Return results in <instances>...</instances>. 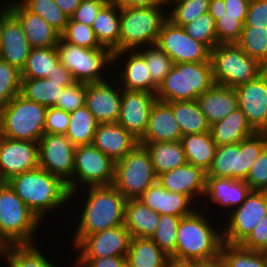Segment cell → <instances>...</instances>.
I'll return each instance as SVG.
<instances>
[{
  "label": "cell",
  "instance_id": "1",
  "mask_svg": "<svg viewBox=\"0 0 267 267\" xmlns=\"http://www.w3.org/2000/svg\"><path fill=\"white\" fill-rule=\"evenodd\" d=\"M82 197V211L74 231L72 246L76 247L87 235L124 224L127 199L113 186H88ZM85 201H84V200Z\"/></svg>",
  "mask_w": 267,
  "mask_h": 267
},
{
  "label": "cell",
  "instance_id": "2",
  "mask_svg": "<svg viewBox=\"0 0 267 267\" xmlns=\"http://www.w3.org/2000/svg\"><path fill=\"white\" fill-rule=\"evenodd\" d=\"M7 182L41 222L50 211L56 212L70 201L67 184L40 167L16 175Z\"/></svg>",
  "mask_w": 267,
  "mask_h": 267
},
{
  "label": "cell",
  "instance_id": "3",
  "mask_svg": "<svg viewBox=\"0 0 267 267\" xmlns=\"http://www.w3.org/2000/svg\"><path fill=\"white\" fill-rule=\"evenodd\" d=\"M204 210L198 208L190 215L182 217L178 226L175 253L170 261L190 262L208 259L220 254L223 244L221 229L209 221ZM215 226H213V225Z\"/></svg>",
  "mask_w": 267,
  "mask_h": 267
},
{
  "label": "cell",
  "instance_id": "4",
  "mask_svg": "<svg viewBox=\"0 0 267 267\" xmlns=\"http://www.w3.org/2000/svg\"><path fill=\"white\" fill-rule=\"evenodd\" d=\"M42 222L20 199L8 182H0V243L35 244V233Z\"/></svg>",
  "mask_w": 267,
  "mask_h": 267
},
{
  "label": "cell",
  "instance_id": "5",
  "mask_svg": "<svg viewBox=\"0 0 267 267\" xmlns=\"http://www.w3.org/2000/svg\"><path fill=\"white\" fill-rule=\"evenodd\" d=\"M166 8L120 6L119 51L156 45L161 26L167 19Z\"/></svg>",
  "mask_w": 267,
  "mask_h": 267
},
{
  "label": "cell",
  "instance_id": "6",
  "mask_svg": "<svg viewBox=\"0 0 267 267\" xmlns=\"http://www.w3.org/2000/svg\"><path fill=\"white\" fill-rule=\"evenodd\" d=\"M215 84L211 62L174 64L156 91L157 100H197Z\"/></svg>",
  "mask_w": 267,
  "mask_h": 267
},
{
  "label": "cell",
  "instance_id": "7",
  "mask_svg": "<svg viewBox=\"0 0 267 267\" xmlns=\"http://www.w3.org/2000/svg\"><path fill=\"white\" fill-rule=\"evenodd\" d=\"M266 146L267 133H255L239 143L217 146L206 176L245 181L256 158Z\"/></svg>",
  "mask_w": 267,
  "mask_h": 267
},
{
  "label": "cell",
  "instance_id": "8",
  "mask_svg": "<svg viewBox=\"0 0 267 267\" xmlns=\"http://www.w3.org/2000/svg\"><path fill=\"white\" fill-rule=\"evenodd\" d=\"M46 111L45 106L17 94L3 106L0 135L14 140L39 142L45 134Z\"/></svg>",
  "mask_w": 267,
  "mask_h": 267
},
{
  "label": "cell",
  "instance_id": "9",
  "mask_svg": "<svg viewBox=\"0 0 267 267\" xmlns=\"http://www.w3.org/2000/svg\"><path fill=\"white\" fill-rule=\"evenodd\" d=\"M210 62L215 84L231 88L256 79L266 70L236 43L217 44L211 50Z\"/></svg>",
  "mask_w": 267,
  "mask_h": 267
},
{
  "label": "cell",
  "instance_id": "10",
  "mask_svg": "<svg viewBox=\"0 0 267 267\" xmlns=\"http://www.w3.org/2000/svg\"><path fill=\"white\" fill-rule=\"evenodd\" d=\"M59 61L77 82L95 83L106 81V69L113 67V53L107 48L89 49L75 46L59 38L56 46Z\"/></svg>",
  "mask_w": 267,
  "mask_h": 267
},
{
  "label": "cell",
  "instance_id": "11",
  "mask_svg": "<svg viewBox=\"0 0 267 267\" xmlns=\"http://www.w3.org/2000/svg\"><path fill=\"white\" fill-rule=\"evenodd\" d=\"M157 181L150 155L138 144L124 158L115 162L113 186L128 200L138 199Z\"/></svg>",
  "mask_w": 267,
  "mask_h": 267
},
{
  "label": "cell",
  "instance_id": "12",
  "mask_svg": "<svg viewBox=\"0 0 267 267\" xmlns=\"http://www.w3.org/2000/svg\"><path fill=\"white\" fill-rule=\"evenodd\" d=\"M114 171L115 162L93 144L77 146L74 153L73 176L67 183L70 201L77 196L78 192L83 191L79 188L111 186L114 181Z\"/></svg>",
  "mask_w": 267,
  "mask_h": 267
},
{
  "label": "cell",
  "instance_id": "13",
  "mask_svg": "<svg viewBox=\"0 0 267 267\" xmlns=\"http://www.w3.org/2000/svg\"><path fill=\"white\" fill-rule=\"evenodd\" d=\"M227 214L221 226L223 242L240 245L266 217L267 191H251L239 207Z\"/></svg>",
  "mask_w": 267,
  "mask_h": 267
},
{
  "label": "cell",
  "instance_id": "14",
  "mask_svg": "<svg viewBox=\"0 0 267 267\" xmlns=\"http://www.w3.org/2000/svg\"><path fill=\"white\" fill-rule=\"evenodd\" d=\"M156 45L177 63L210 62L211 49L194 40L183 29L166 19L160 29Z\"/></svg>",
  "mask_w": 267,
  "mask_h": 267
},
{
  "label": "cell",
  "instance_id": "15",
  "mask_svg": "<svg viewBox=\"0 0 267 267\" xmlns=\"http://www.w3.org/2000/svg\"><path fill=\"white\" fill-rule=\"evenodd\" d=\"M75 146L65 136L45 133L38 142L39 167L62 179H72Z\"/></svg>",
  "mask_w": 267,
  "mask_h": 267
},
{
  "label": "cell",
  "instance_id": "16",
  "mask_svg": "<svg viewBox=\"0 0 267 267\" xmlns=\"http://www.w3.org/2000/svg\"><path fill=\"white\" fill-rule=\"evenodd\" d=\"M39 167L38 142L0 135V182Z\"/></svg>",
  "mask_w": 267,
  "mask_h": 267
},
{
  "label": "cell",
  "instance_id": "17",
  "mask_svg": "<svg viewBox=\"0 0 267 267\" xmlns=\"http://www.w3.org/2000/svg\"><path fill=\"white\" fill-rule=\"evenodd\" d=\"M131 238L124 224L87 235L73 248L78 252L75 258L126 257Z\"/></svg>",
  "mask_w": 267,
  "mask_h": 267
},
{
  "label": "cell",
  "instance_id": "18",
  "mask_svg": "<svg viewBox=\"0 0 267 267\" xmlns=\"http://www.w3.org/2000/svg\"><path fill=\"white\" fill-rule=\"evenodd\" d=\"M234 89L249 125L256 133H267V69L256 79Z\"/></svg>",
  "mask_w": 267,
  "mask_h": 267
},
{
  "label": "cell",
  "instance_id": "19",
  "mask_svg": "<svg viewBox=\"0 0 267 267\" xmlns=\"http://www.w3.org/2000/svg\"><path fill=\"white\" fill-rule=\"evenodd\" d=\"M111 76L112 81L108 78L103 82L87 83L85 106L99 124L119 120L122 88L114 75Z\"/></svg>",
  "mask_w": 267,
  "mask_h": 267
},
{
  "label": "cell",
  "instance_id": "20",
  "mask_svg": "<svg viewBox=\"0 0 267 267\" xmlns=\"http://www.w3.org/2000/svg\"><path fill=\"white\" fill-rule=\"evenodd\" d=\"M156 100L155 93L122 89L117 123L140 140L146 132L150 111Z\"/></svg>",
  "mask_w": 267,
  "mask_h": 267
},
{
  "label": "cell",
  "instance_id": "21",
  "mask_svg": "<svg viewBox=\"0 0 267 267\" xmlns=\"http://www.w3.org/2000/svg\"><path fill=\"white\" fill-rule=\"evenodd\" d=\"M115 64L118 67L122 65L118 77L114 76L122 89L147 91L156 94L158 87L151 81L146 61L137 50H123L113 53V66Z\"/></svg>",
  "mask_w": 267,
  "mask_h": 267
},
{
  "label": "cell",
  "instance_id": "22",
  "mask_svg": "<svg viewBox=\"0 0 267 267\" xmlns=\"http://www.w3.org/2000/svg\"><path fill=\"white\" fill-rule=\"evenodd\" d=\"M251 191V188L244 180L206 176L205 194L202 202L197 206L201 205L207 212L206 214H208L207 210L211 209V207L208 208L206 206L213 203L212 205L215 204L216 208L218 206L222 209L226 208L225 211L229 213L231 210L239 207L246 200Z\"/></svg>",
  "mask_w": 267,
  "mask_h": 267
},
{
  "label": "cell",
  "instance_id": "23",
  "mask_svg": "<svg viewBox=\"0 0 267 267\" xmlns=\"http://www.w3.org/2000/svg\"><path fill=\"white\" fill-rule=\"evenodd\" d=\"M159 183L170 192L189 196L196 204L202 202L206 190V172L186 163L157 177ZM201 197V198H200Z\"/></svg>",
  "mask_w": 267,
  "mask_h": 267
},
{
  "label": "cell",
  "instance_id": "24",
  "mask_svg": "<svg viewBox=\"0 0 267 267\" xmlns=\"http://www.w3.org/2000/svg\"><path fill=\"white\" fill-rule=\"evenodd\" d=\"M10 1V12L18 19L31 48L56 47L61 37L44 18L30 12L19 0Z\"/></svg>",
  "mask_w": 267,
  "mask_h": 267
},
{
  "label": "cell",
  "instance_id": "25",
  "mask_svg": "<svg viewBox=\"0 0 267 267\" xmlns=\"http://www.w3.org/2000/svg\"><path fill=\"white\" fill-rule=\"evenodd\" d=\"M144 205L159 215L185 217L197 208L195 202L187 195L167 191L157 180L139 198ZM196 206V207H194Z\"/></svg>",
  "mask_w": 267,
  "mask_h": 267
},
{
  "label": "cell",
  "instance_id": "26",
  "mask_svg": "<svg viewBox=\"0 0 267 267\" xmlns=\"http://www.w3.org/2000/svg\"><path fill=\"white\" fill-rule=\"evenodd\" d=\"M30 50L20 22L10 12L2 23L0 59L22 71Z\"/></svg>",
  "mask_w": 267,
  "mask_h": 267
},
{
  "label": "cell",
  "instance_id": "27",
  "mask_svg": "<svg viewBox=\"0 0 267 267\" xmlns=\"http://www.w3.org/2000/svg\"><path fill=\"white\" fill-rule=\"evenodd\" d=\"M92 144L116 162L132 151L139 140L118 123H100Z\"/></svg>",
  "mask_w": 267,
  "mask_h": 267
},
{
  "label": "cell",
  "instance_id": "28",
  "mask_svg": "<svg viewBox=\"0 0 267 267\" xmlns=\"http://www.w3.org/2000/svg\"><path fill=\"white\" fill-rule=\"evenodd\" d=\"M180 125L167 102L156 100L153 104L148 126L139 142H172L182 137Z\"/></svg>",
  "mask_w": 267,
  "mask_h": 267
},
{
  "label": "cell",
  "instance_id": "29",
  "mask_svg": "<svg viewBox=\"0 0 267 267\" xmlns=\"http://www.w3.org/2000/svg\"><path fill=\"white\" fill-rule=\"evenodd\" d=\"M197 101L210 126L239 108L235 89L218 84L198 96Z\"/></svg>",
  "mask_w": 267,
  "mask_h": 267
},
{
  "label": "cell",
  "instance_id": "30",
  "mask_svg": "<svg viewBox=\"0 0 267 267\" xmlns=\"http://www.w3.org/2000/svg\"><path fill=\"white\" fill-rule=\"evenodd\" d=\"M160 215L139 199L125 203L124 226L132 238H151L159 223Z\"/></svg>",
  "mask_w": 267,
  "mask_h": 267
},
{
  "label": "cell",
  "instance_id": "31",
  "mask_svg": "<svg viewBox=\"0 0 267 267\" xmlns=\"http://www.w3.org/2000/svg\"><path fill=\"white\" fill-rule=\"evenodd\" d=\"M255 133L240 108L210 126V134L216 146L236 144Z\"/></svg>",
  "mask_w": 267,
  "mask_h": 267
},
{
  "label": "cell",
  "instance_id": "32",
  "mask_svg": "<svg viewBox=\"0 0 267 267\" xmlns=\"http://www.w3.org/2000/svg\"><path fill=\"white\" fill-rule=\"evenodd\" d=\"M99 44L112 53L119 51L120 5L107 2L98 13L92 25Z\"/></svg>",
  "mask_w": 267,
  "mask_h": 267
},
{
  "label": "cell",
  "instance_id": "33",
  "mask_svg": "<svg viewBox=\"0 0 267 267\" xmlns=\"http://www.w3.org/2000/svg\"><path fill=\"white\" fill-rule=\"evenodd\" d=\"M148 151L157 177L187 163L181 141L139 142Z\"/></svg>",
  "mask_w": 267,
  "mask_h": 267
},
{
  "label": "cell",
  "instance_id": "34",
  "mask_svg": "<svg viewBox=\"0 0 267 267\" xmlns=\"http://www.w3.org/2000/svg\"><path fill=\"white\" fill-rule=\"evenodd\" d=\"M127 267H168L170 257L151 238H131Z\"/></svg>",
  "mask_w": 267,
  "mask_h": 267
},
{
  "label": "cell",
  "instance_id": "35",
  "mask_svg": "<svg viewBox=\"0 0 267 267\" xmlns=\"http://www.w3.org/2000/svg\"><path fill=\"white\" fill-rule=\"evenodd\" d=\"M180 141L187 163L200 167L207 172L217 149L210 132L183 135Z\"/></svg>",
  "mask_w": 267,
  "mask_h": 267
},
{
  "label": "cell",
  "instance_id": "36",
  "mask_svg": "<svg viewBox=\"0 0 267 267\" xmlns=\"http://www.w3.org/2000/svg\"><path fill=\"white\" fill-rule=\"evenodd\" d=\"M180 125L182 135L210 132L205 115L197 100L167 102Z\"/></svg>",
  "mask_w": 267,
  "mask_h": 267
},
{
  "label": "cell",
  "instance_id": "37",
  "mask_svg": "<svg viewBox=\"0 0 267 267\" xmlns=\"http://www.w3.org/2000/svg\"><path fill=\"white\" fill-rule=\"evenodd\" d=\"M65 86L48 78H22L20 94L46 108L54 107Z\"/></svg>",
  "mask_w": 267,
  "mask_h": 267
},
{
  "label": "cell",
  "instance_id": "38",
  "mask_svg": "<svg viewBox=\"0 0 267 267\" xmlns=\"http://www.w3.org/2000/svg\"><path fill=\"white\" fill-rule=\"evenodd\" d=\"M98 122L86 106L69 112V125L65 136L77 146L91 145Z\"/></svg>",
  "mask_w": 267,
  "mask_h": 267
},
{
  "label": "cell",
  "instance_id": "39",
  "mask_svg": "<svg viewBox=\"0 0 267 267\" xmlns=\"http://www.w3.org/2000/svg\"><path fill=\"white\" fill-rule=\"evenodd\" d=\"M3 257L8 267H56L36 244L4 246Z\"/></svg>",
  "mask_w": 267,
  "mask_h": 267
},
{
  "label": "cell",
  "instance_id": "40",
  "mask_svg": "<svg viewBox=\"0 0 267 267\" xmlns=\"http://www.w3.org/2000/svg\"><path fill=\"white\" fill-rule=\"evenodd\" d=\"M59 61L56 47L31 48L25 67L21 71L22 78H47Z\"/></svg>",
  "mask_w": 267,
  "mask_h": 267
},
{
  "label": "cell",
  "instance_id": "41",
  "mask_svg": "<svg viewBox=\"0 0 267 267\" xmlns=\"http://www.w3.org/2000/svg\"><path fill=\"white\" fill-rule=\"evenodd\" d=\"M236 44L267 69V27L243 26Z\"/></svg>",
  "mask_w": 267,
  "mask_h": 267
},
{
  "label": "cell",
  "instance_id": "42",
  "mask_svg": "<svg viewBox=\"0 0 267 267\" xmlns=\"http://www.w3.org/2000/svg\"><path fill=\"white\" fill-rule=\"evenodd\" d=\"M225 267H267V252L248 250L223 242L220 250Z\"/></svg>",
  "mask_w": 267,
  "mask_h": 267
},
{
  "label": "cell",
  "instance_id": "43",
  "mask_svg": "<svg viewBox=\"0 0 267 267\" xmlns=\"http://www.w3.org/2000/svg\"><path fill=\"white\" fill-rule=\"evenodd\" d=\"M167 2V19L183 27L209 11L210 0H174ZM169 8V10H168Z\"/></svg>",
  "mask_w": 267,
  "mask_h": 267
},
{
  "label": "cell",
  "instance_id": "44",
  "mask_svg": "<svg viewBox=\"0 0 267 267\" xmlns=\"http://www.w3.org/2000/svg\"><path fill=\"white\" fill-rule=\"evenodd\" d=\"M145 48V49H144ZM137 51L144 57L151 81L159 87L164 78L168 75L174 66V61L166 52L161 50L157 45L147 46Z\"/></svg>",
  "mask_w": 267,
  "mask_h": 267
},
{
  "label": "cell",
  "instance_id": "45",
  "mask_svg": "<svg viewBox=\"0 0 267 267\" xmlns=\"http://www.w3.org/2000/svg\"><path fill=\"white\" fill-rule=\"evenodd\" d=\"M30 12L44 18L60 35L65 31L69 17L54 0H19Z\"/></svg>",
  "mask_w": 267,
  "mask_h": 267
},
{
  "label": "cell",
  "instance_id": "46",
  "mask_svg": "<svg viewBox=\"0 0 267 267\" xmlns=\"http://www.w3.org/2000/svg\"><path fill=\"white\" fill-rule=\"evenodd\" d=\"M182 217L173 215H160L159 223L151 239L169 257L176 250L178 226Z\"/></svg>",
  "mask_w": 267,
  "mask_h": 267
},
{
  "label": "cell",
  "instance_id": "47",
  "mask_svg": "<svg viewBox=\"0 0 267 267\" xmlns=\"http://www.w3.org/2000/svg\"><path fill=\"white\" fill-rule=\"evenodd\" d=\"M184 31L194 40L206 44L211 50L217 45L216 23L213 16L206 12L192 23L183 26Z\"/></svg>",
  "mask_w": 267,
  "mask_h": 267
},
{
  "label": "cell",
  "instance_id": "48",
  "mask_svg": "<svg viewBox=\"0 0 267 267\" xmlns=\"http://www.w3.org/2000/svg\"><path fill=\"white\" fill-rule=\"evenodd\" d=\"M69 44L89 49L102 47L91 26L85 25L69 18L65 31L60 35Z\"/></svg>",
  "mask_w": 267,
  "mask_h": 267
},
{
  "label": "cell",
  "instance_id": "49",
  "mask_svg": "<svg viewBox=\"0 0 267 267\" xmlns=\"http://www.w3.org/2000/svg\"><path fill=\"white\" fill-rule=\"evenodd\" d=\"M21 71L0 59V104L5 106L21 92Z\"/></svg>",
  "mask_w": 267,
  "mask_h": 267
},
{
  "label": "cell",
  "instance_id": "50",
  "mask_svg": "<svg viewBox=\"0 0 267 267\" xmlns=\"http://www.w3.org/2000/svg\"><path fill=\"white\" fill-rule=\"evenodd\" d=\"M246 17L220 15V18L215 21L218 43H236L241 36Z\"/></svg>",
  "mask_w": 267,
  "mask_h": 267
},
{
  "label": "cell",
  "instance_id": "51",
  "mask_svg": "<svg viewBox=\"0 0 267 267\" xmlns=\"http://www.w3.org/2000/svg\"><path fill=\"white\" fill-rule=\"evenodd\" d=\"M86 87L87 83L77 81L70 86L64 87L54 107L72 112L85 106Z\"/></svg>",
  "mask_w": 267,
  "mask_h": 267
},
{
  "label": "cell",
  "instance_id": "52",
  "mask_svg": "<svg viewBox=\"0 0 267 267\" xmlns=\"http://www.w3.org/2000/svg\"><path fill=\"white\" fill-rule=\"evenodd\" d=\"M245 182L252 191H267V146L256 158Z\"/></svg>",
  "mask_w": 267,
  "mask_h": 267
},
{
  "label": "cell",
  "instance_id": "53",
  "mask_svg": "<svg viewBox=\"0 0 267 267\" xmlns=\"http://www.w3.org/2000/svg\"><path fill=\"white\" fill-rule=\"evenodd\" d=\"M69 125V112L49 107L46 111L44 132L65 135Z\"/></svg>",
  "mask_w": 267,
  "mask_h": 267
},
{
  "label": "cell",
  "instance_id": "54",
  "mask_svg": "<svg viewBox=\"0 0 267 267\" xmlns=\"http://www.w3.org/2000/svg\"><path fill=\"white\" fill-rule=\"evenodd\" d=\"M106 3V0H82L71 19L92 27L98 13Z\"/></svg>",
  "mask_w": 267,
  "mask_h": 267
},
{
  "label": "cell",
  "instance_id": "55",
  "mask_svg": "<svg viewBox=\"0 0 267 267\" xmlns=\"http://www.w3.org/2000/svg\"><path fill=\"white\" fill-rule=\"evenodd\" d=\"M240 246L248 250L267 252V215Z\"/></svg>",
  "mask_w": 267,
  "mask_h": 267
},
{
  "label": "cell",
  "instance_id": "56",
  "mask_svg": "<svg viewBox=\"0 0 267 267\" xmlns=\"http://www.w3.org/2000/svg\"><path fill=\"white\" fill-rule=\"evenodd\" d=\"M244 26L267 27V0H250Z\"/></svg>",
  "mask_w": 267,
  "mask_h": 267
},
{
  "label": "cell",
  "instance_id": "57",
  "mask_svg": "<svg viewBox=\"0 0 267 267\" xmlns=\"http://www.w3.org/2000/svg\"><path fill=\"white\" fill-rule=\"evenodd\" d=\"M75 267H127L126 257L75 258Z\"/></svg>",
  "mask_w": 267,
  "mask_h": 267
},
{
  "label": "cell",
  "instance_id": "58",
  "mask_svg": "<svg viewBox=\"0 0 267 267\" xmlns=\"http://www.w3.org/2000/svg\"><path fill=\"white\" fill-rule=\"evenodd\" d=\"M250 0H224V12L221 15L247 16Z\"/></svg>",
  "mask_w": 267,
  "mask_h": 267
},
{
  "label": "cell",
  "instance_id": "59",
  "mask_svg": "<svg viewBox=\"0 0 267 267\" xmlns=\"http://www.w3.org/2000/svg\"><path fill=\"white\" fill-rule=\"evenodd\" d=\"M50 81L62 82V85L67 87L76 82L70 71L64 67L60 61L55 64V68L47 77Z\"/></svg>",
  "mask_w": 267,
  "mask_h": 267
},
{
  "label": "cell",
  "instance_id": "60",
  "mask_svg": "<svg viewBox=\"0 0 267 267\" xmlns=\"http://www.w3.org/2000/svg\"><path fill=\"white\" fill-rule=\"evenodd\" d=\"M120 6L131 7H152V6H167L166 0H117Z\"/></svg>",
  "mask_w": 267,
  "mask_h": 267
},
{
  "label": "cell",
  "instance_id": "61",
  "mask_svg": "<svg viewBox=\"0 0 267 267\" xmlns=\"http://www.w3.org/2000/svg\"><path fill=\"white\" fill-rule=\"evenodd\" d=\"M193 267H225L221 254L201 260H194L189 262Z\"/></svg>",
  "mask_w": 267,
  "mask_h": 267
},
{
  "label": "cell",
  "instance_id": "62",
  "mask_svg": "<svg viewBox=\"0 0 267 267\" xmlns=\"http://www.w3.org/2000/svg\"><path fill=\"white\" fill-rule=\"evenodd\" d=\"M58 7L69 17L74 14L82 0H54Z\"/></svg>",
  "mask_w": 267,
  "mask_h": 267
},
{
  "label": "cell",
  "instance_id": "63",
  "mask_svg": "<svg viewBox=\"0 0 267 267\" xmlns=\"http://www.w3.org/2000/svg\"><path fill=\"white\" fill-rule=\"evenodd\" d=\"M224 0H210L209 13L213 16L214 20L220 18V15L224 12Z\"/></svg>",
  "mask_w": 267,
  "mask_h": 267
},
{
  "label": "cell",
  "instance_id": "64",
  "mask_svg": "<svg viewBox=\"0 0 267 267\" xmlns=\"http://www.w3.org/2000/svg\"><path fill=\"white\" fill-rule=\"evenodd\" d=\"M7 2L0 4L3 6V7L1 6L2 9L0 8V48H1L2 23L4 18L10 13V2L8 0Z\"/></svg>",
  "mask_w": 267,
  "mask_h": 267
},
{
  "label": "cell",
  "instance_id": "65",
  "mask_svg": "<svg viewBox=\"0 0 267 267\" xmlns=\"http://www.w3.org/2000/svg\"><path fill=\"white\" fill-rule=\"evenodd\" d=\"M168 267H193L189 262L170 261Z\"/></svg>",
  "mask_w": 267,
  "mask_h": 267
},
{
  "label": "cell",
  "instance_id": "66",
  "mask_svg": "<svg viewBox=\"0 0 267 267\" xmlns=\"http://www.w3.org/2000/svg\"><path fill=\"white\" fill-rule=\"evenodd\" d=\"M2 112H3V106L0 104V129H1V122H2Z\"/></svg>",
  "mask_w": 267,
  "mask_h": 267
},
{
  "label": "cell",
  "instance_id": "67",
  "mask_svg": "<svg viewBox=\"0 0 267 267\" xmlns=\"http://www.w3.org/2000/svg\"><path fill=\"white\" fill-rule=\"evenodd\" d=\"M3 245L0 243V258H2ZM1 260V259H0Z\"/></svg>",
  "mask_w": 267,
  "mask_h": 267
},
{
  "label": "cell",
  "instance_id": "68",
  "mask_svg": "<svg viewBox=\"0 0 267 267\" xmlns=\"http://www.w3.org/2000/svg\"><path fill=\"white\" fill-rule=\"evenodd\" d=\"M107 2H117V0H106Z\"/></svg>",
  "mask_w": 267,
  "mask_h": 267
}]
</instances>
